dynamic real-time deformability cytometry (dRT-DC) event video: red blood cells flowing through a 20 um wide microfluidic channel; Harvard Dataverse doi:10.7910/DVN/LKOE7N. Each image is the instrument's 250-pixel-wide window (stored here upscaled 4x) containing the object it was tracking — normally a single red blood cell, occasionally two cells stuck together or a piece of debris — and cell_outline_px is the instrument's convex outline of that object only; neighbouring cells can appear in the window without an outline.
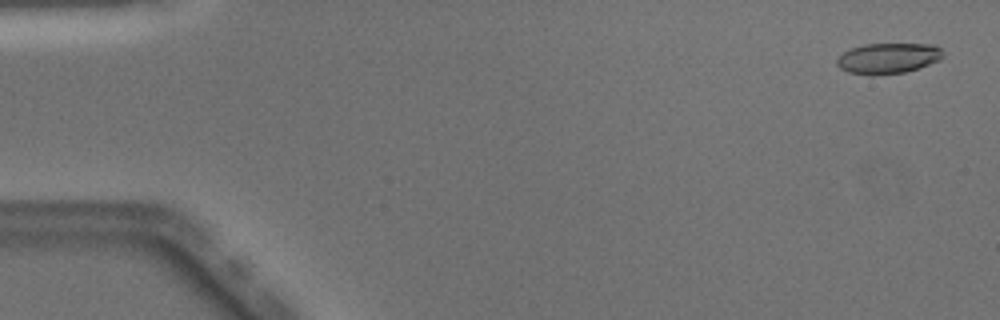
{"species": "Egyptian fruit bat (a non-hibernating species)", "species_latin": "Rousettus aegyptiacus", "temperature_condition": "warm", "stored_images_in_passage": 40, "camera_frame_rate_fps": 3000, "um_per_image_px": 0.085, "animal": {"sex": "male"}, "frame": {"image": 1, "passage_image": 2, "time_ms": 0.333, "image_size_px": [1000, 320], "cell_outline_px": [[944, 56], [940, 60], [904, 72], [872, 76], [848, 72], [840, 68], [836, 64], [836, 60], [844, 52], [852, 48], [864, 44], [936, 44], [944, 52]], "centroid_in_image_um": [75.5, 4.95], "position_along_channel_um": 9.5, "area_um2": 18.96}}
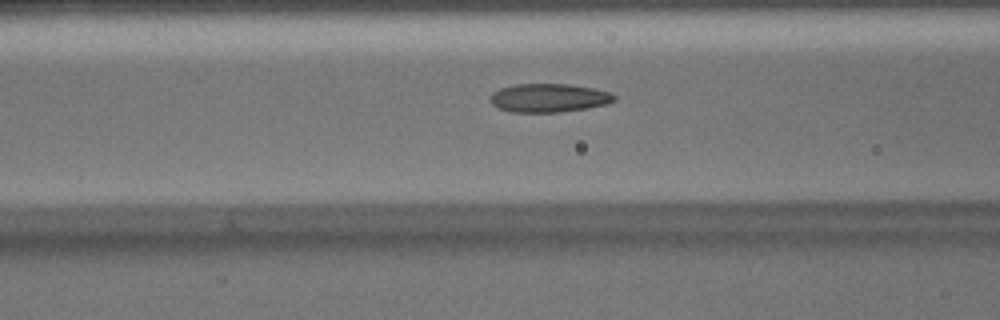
{"frame": {"image": 2, "passage_image": 20, "time_ms": 6.333, "image_size_px": [1000, 320], "cell_outline_px": [[616, 100], [608, 104], [588, 108], [560, 112], [512, 112], [500, 108], [492, 104], [488, 96], [492, 92], [500, 88], [516, 84], [568, 84], [592, 88], [612, 92], [616, 96]], "centroid_in_image_um": [46.67, 8.32], "position_along_channel_um": 119.9, "area_um2": 20.81}}
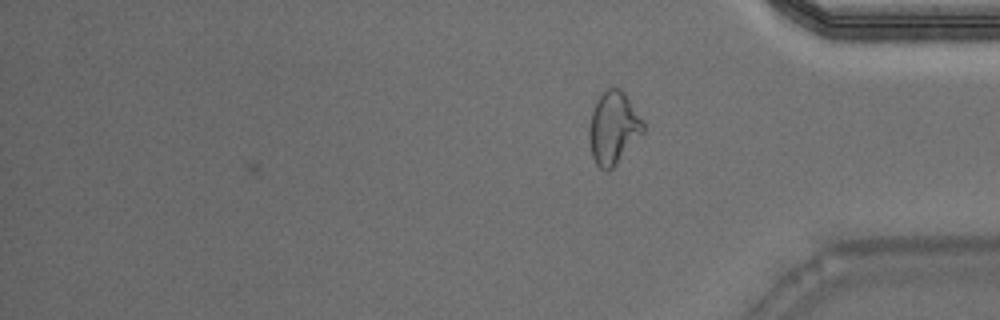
{"frame": {"image": 3, "passage_image": 40, "time_ms": 13.0, "image_size_px": [1000, 320], "cell_outline_px": [[644, 132], [612, 168], [608, 172], [600, 168], [596, 164], [592, 156], [588, 136], [588, 128], [592, 112], [596, 100], [608, 88], [620, 88], [624, 92], [644, 124]], "centroid_in_image_um": [52.11, 10.89], "position_along_channel_um": 383.1, "area_um2": 22.54}, "authors_computed_cell_mechanics": {"area_um2": 20.0566, "velocity_mm_per_s": 4.0891, "shape_relaxation_time_tau1_ms": 6.7065, "shape_relaxation_time_tau2_ms": 1.1201, "deformation_change_tau1": 0.2293, "deformation_change_tau2": 0.0872}}